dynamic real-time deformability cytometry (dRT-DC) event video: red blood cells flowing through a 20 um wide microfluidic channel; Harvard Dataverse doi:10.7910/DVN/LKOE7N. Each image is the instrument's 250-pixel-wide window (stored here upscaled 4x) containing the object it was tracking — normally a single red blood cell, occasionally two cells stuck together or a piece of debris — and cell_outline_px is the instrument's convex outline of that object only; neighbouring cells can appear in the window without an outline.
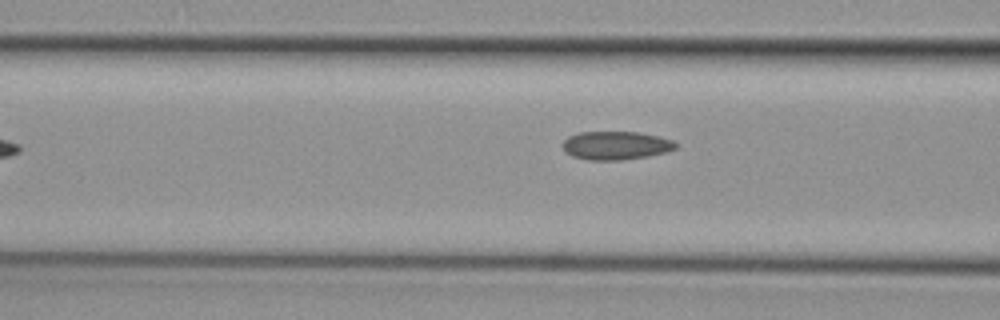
{"species": "common noctule bat (a hibernating species)", "species_latin": "Nyctalus noctula", "temperature_condition": "cold", "stored_images_in_passage": 8, "camera_frame_rate_fps": 3000, "um_per_image_px": 0.085, "animal": {"sex": "female", "body_mass_g": 29.2, "forearm_length_mm": 56.3}, "frame": {"image": 1, "passage_image": 6, "time_ms": 1.667, "image_size_px": [1000, 320], "cell_outline_px": [[680, 144], [676, 148], [668, 152], [648, 156], [620, 160], [588, 160], [572, 156], [564, 152], [560, 144], [568, 136], [580, 132], [636, 132], [660, 136], [672, 140]], "centroid_in_image_um": [52.34, 12.37], "position_along_channel_um": 114.3, "area_um2": 19.02}}